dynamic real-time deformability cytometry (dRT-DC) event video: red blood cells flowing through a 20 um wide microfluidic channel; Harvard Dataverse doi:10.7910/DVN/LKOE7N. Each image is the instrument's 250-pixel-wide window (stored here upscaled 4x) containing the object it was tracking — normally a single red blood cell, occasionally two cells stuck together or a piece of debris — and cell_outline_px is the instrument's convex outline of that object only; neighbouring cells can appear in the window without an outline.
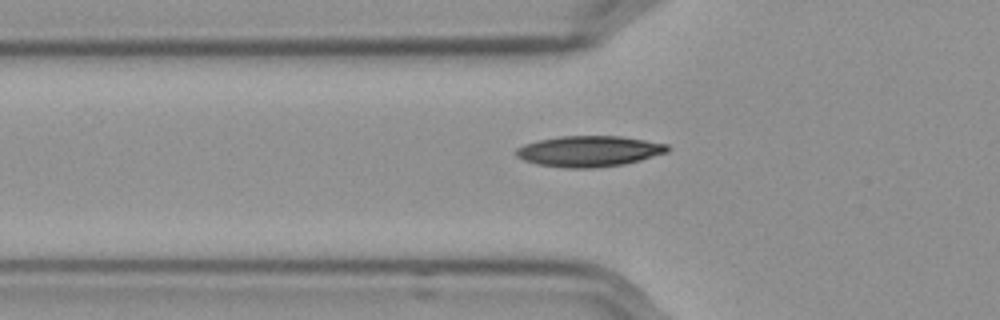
{"species": "Egyptian fruit bat (a non-hibernating species)", "species_latin": "Rousettus aegyptiacus", "temperature_condition": "cold", "stored_images_in_passage": 38, "camera_frame_rate_fps": 3000, "um_per_image_px": 0.085, "frame": {"image": 1, "passage_image": 6, "time_ms": 1.667, "image_size_px": [1000, 320], "cell_outline_px": [[668, 152], [640, 160], [624, 164], [592, 168], [564, 168], [536, 164], [524, 160], [516, 156], [516, 148], [524, 144], [540, 140], [560, 136], [620, 136], [668, 144]], "centroid_in_image_um": [50.05, 12.86], "position_along_channel_um": 75.7, "area_um2": 27.11}}
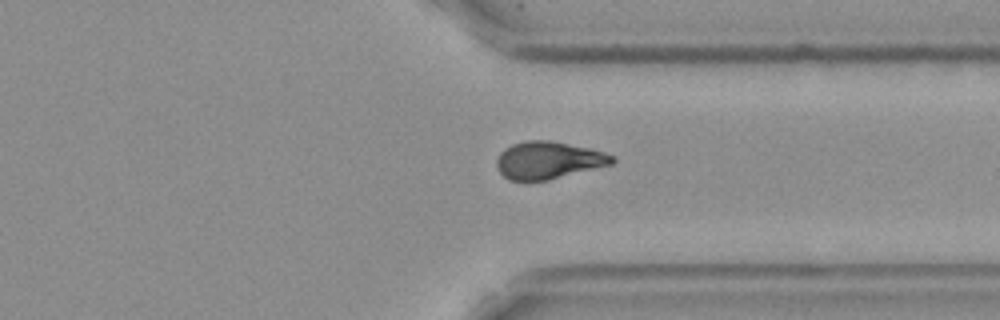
{"frame": {"image": 2, "passage_image": 30, "time_ms": 9.667, "image_size_px": [1000, 320], "cell_outline_px": [[616, 160], [612, 164], [548, 180], [508, 180], [500, 172], [496, 164], [496, 160], [500, 152], [504, 148], [512, 144], [524, 140], [552, 140], [588, 148], [604, 152], [616, 156]], "centroid_in_image_um": [46.61, 13.6], "position_along_channel_um": 364.8, "area_um2": 25.2}}
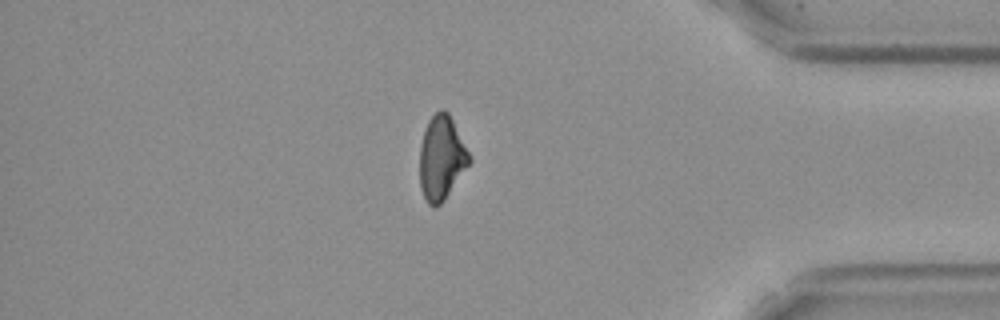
{"frame": {"image": 3, "passage_image": 35, "time_ms": 11.333, "image_size_px": [1000, 320], "cell_outline_px": [[472, 160], [444, 200], [436, 208], [432, 208], [428, 204], [420, 188], [420, 144], [428, 120], [440, 108], [444, 108], [448, 112]], "centroid_in_image_um": [37.5, 13.44], "position_along_channel_um": 397.7, "area_um2": 24.1}}